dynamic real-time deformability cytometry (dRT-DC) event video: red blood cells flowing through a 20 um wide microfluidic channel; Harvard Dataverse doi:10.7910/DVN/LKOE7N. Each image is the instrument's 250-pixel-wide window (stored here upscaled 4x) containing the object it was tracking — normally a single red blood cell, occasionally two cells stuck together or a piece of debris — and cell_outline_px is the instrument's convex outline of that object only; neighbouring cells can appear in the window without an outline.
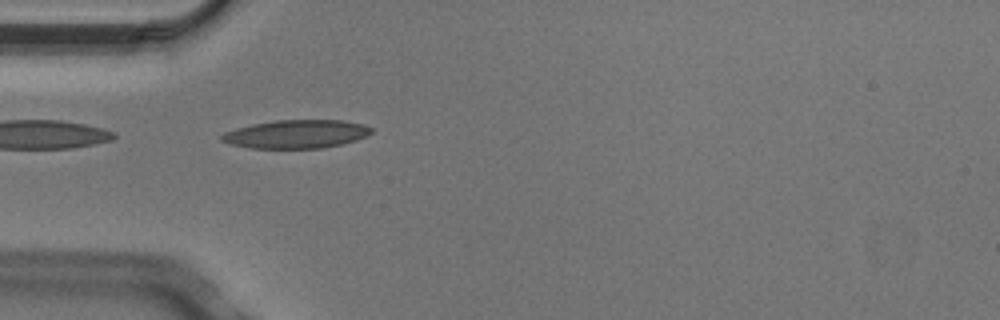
{"species": "Egyptian fruit bat (a non-hibernating species)", "species_latin": "Rousettus aegyptiacus", "temperature_condition": "cold", "stored_images_in_passage": 5, "camera_frame_rate_fps": 3000, "um_per_image_px": 0.085, "animal": {"sex": "male"}, "frame": {"image": 1, "passage_image": 5, "time_ms": 1.333, "image_size_px": [1000, 320], "cell_outline_px": [[372, 132], [368, 136], [356, 140], [340, 144], [320, 148], [252, 148], [232, 144], [220, 140], [220, 136], [224, 132], [236, 128], [252, 124], [276, 120], [340, 120], [364, 124], [372, 128]], "centroid_in_image_um": [25.19, 11.39], "position_along_channel_um": 59.8, "area_um2": 24.68}}